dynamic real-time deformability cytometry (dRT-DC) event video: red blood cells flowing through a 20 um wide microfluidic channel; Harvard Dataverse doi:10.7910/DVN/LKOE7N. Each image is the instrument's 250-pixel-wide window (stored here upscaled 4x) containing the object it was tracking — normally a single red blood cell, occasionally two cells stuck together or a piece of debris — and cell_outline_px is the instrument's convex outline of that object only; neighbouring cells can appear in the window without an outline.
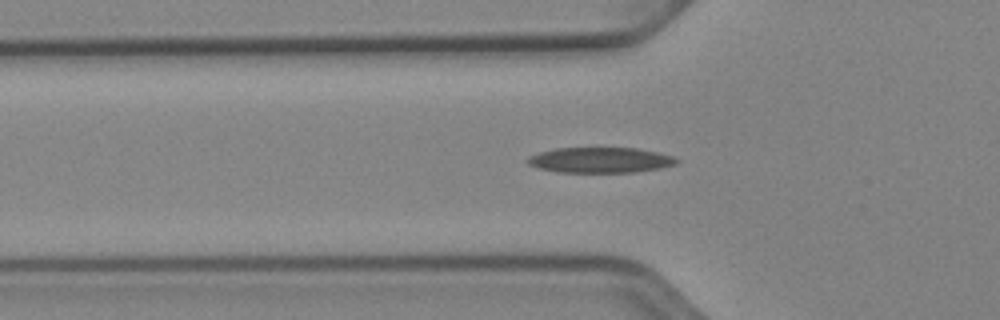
{"species": "Egyptian fruit bat (a non-hibernating species)", "species_latin": "Rousettus aegyptiacus", "temperature_condition": "cold", "stored_images_in_passage": 46, "camera_frame_rate_fps": 3000, "um_per_image_px": 0.085, "animal": {"sex": "female"}, "frame": {"image": 1, "passage_image": 16, "time_ms": 5.0, "image_size_px": [1000, 320], "cell_outline_px": [[680, 160], [676, 164], [660, 168], [632, 172], [560, 172], [540, 168], [528, 164], [528, 156], [540, 152], [556, 148], [636, 148], [656, 152], [672, 156]], "centroid_in_image_um": [51.03, 13.6], "position_along_channel_um": 74.8, "area_um2": 21.85}}
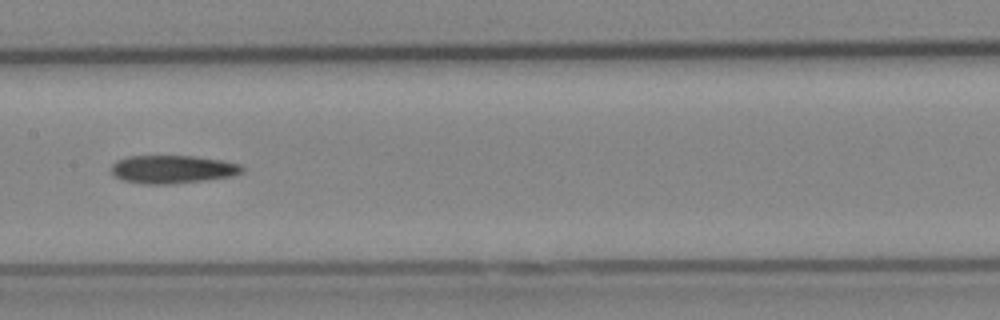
{"frame": {"image": 2, "passage_image": 25, "time_ms": 8.0, "image_size_px": [1000, 320], "cell_outline_px": [[244, 172], [232, 176], [204, 180], [172, 184], [144, 184], [124, 180], [112, 176], [112, 164], [116, 160], [128, 156], [196, 156], [220, 160], [240, 164], [244, 168]], "centroid_in_image_um": [14.66, 14.39], "position_along_channel_um": 192.7, "area_um2": 21.5}}
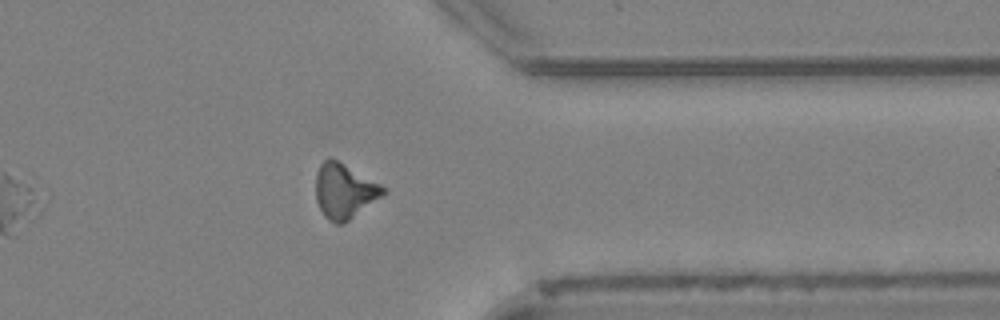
{"frame": {"image": 3, "passage_image": 40, "time_ms": 13.0, "image_size_px": [1000, 320], "cell_outline_px": [[388, 192], [344, 224], [336, 224], [328, 220], [324, 216], [316, 200], [316, 172], [320, 164], [328, 156], [344, 164], [388, 188]], "centroid_in_image_um": [29.28, 16.25], "position_along_channel_um": 382.1, "area_um2": 21.68}}